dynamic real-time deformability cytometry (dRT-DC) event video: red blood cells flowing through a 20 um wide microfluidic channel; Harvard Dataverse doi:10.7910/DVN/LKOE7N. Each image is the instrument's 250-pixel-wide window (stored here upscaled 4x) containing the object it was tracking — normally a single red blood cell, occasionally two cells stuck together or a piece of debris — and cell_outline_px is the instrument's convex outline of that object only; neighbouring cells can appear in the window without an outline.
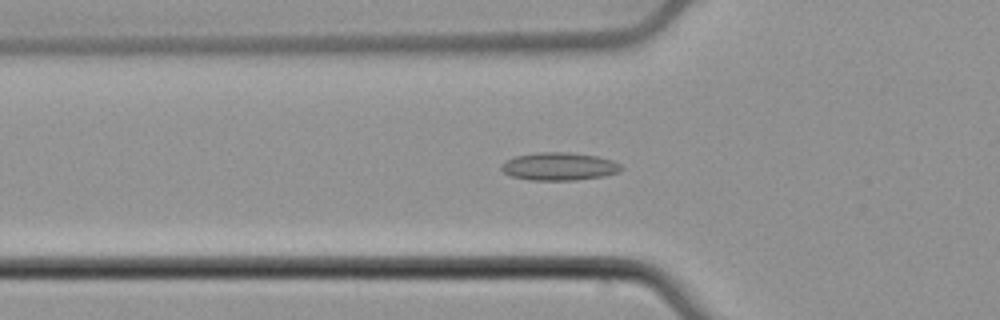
{"species": "common noctule bat (a hibernating species)", "species_latin": "Nyctalus noctula", "temperature_condition": "cold", "stored_images_in_passage": 37, "camera_frame_rate_fps": 3000, "um_per_image_px": 0.085, "animal": {"sex": "male", "body_mass_g": 21.5, "forearm_length_mm": 52.0}, "frame": {"image": 1, "passage_image": 2, "time_ms": 0.333, "image_size_px": [1000, 320], "cell_outline_px": [[624, 168], [620, 172], [604, 176], [576, 180], [528, 180], [512, 176], [504, 172], [500, 168], [500, 164], [516, 156], [540, 152], [572, 152], [596, 156], [612, 160], [620, 164]], "centroid_in_image_um": [47.56, 14.15], "position_along_channel_um": 78.2, "area_um2": 19.54}}
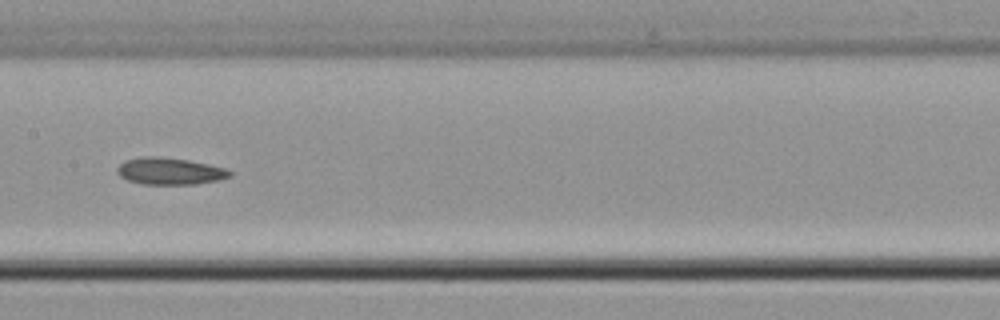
{"frame": {"image": 2, "passage_image": 11, "time_ms": 3.333, "image_size_px": [1000, 320], "cell_outline_px": [[232, 176], [216, 180], [196, 184], [144, 184], [128, 180], [120, 176], [116, 172], [116, 168], [124, 160], [140, 156], [160, 156], [188, 160], [208, 164], [224, 168], [232, 172]], "centroid_in_image_um": [14.39, 14.53], "position_along_channel_um": 193.0, "area_um2": 17.69}}
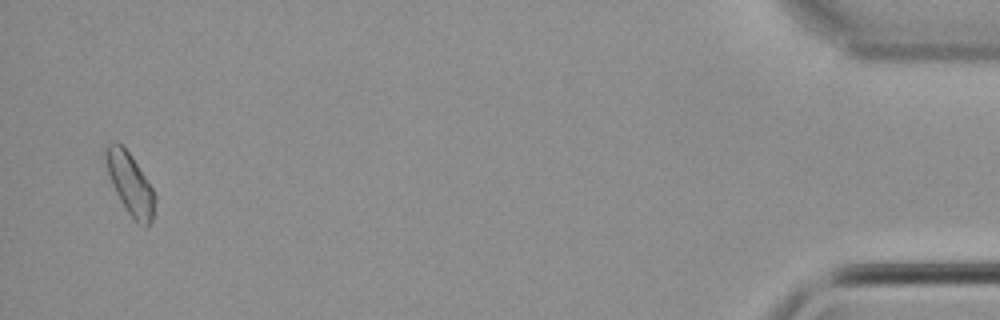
{"frame": {"image": 3, "passage_image": 36, "time_ms": 11.667, "image_size_px": [1000, 320], "cell_outline_px": [[156, 200], [152, 220], [148, 228], [144, 228], [128, 212], [120, 200], [112, 184], [104, 160], [104, 148], [108, 144], [120, 144], [132, 156], [152, 188], [156, 196]], "centroid_in_image_um": [11.07, 15.65], "position_along_channel_um": 424.1, "area_um2": 17.4}, "authors_computed_cell_mechanics": {"area_um2": 17.1666, "velocity_mm_per_s": 3.8225, "shape_relaxation_time_tau1_ms": 4.0978, "shape_relaxation_time_tau2_ms": null, "deformation_change_tau1": 0.053, "deformation_change_tau2": null}}